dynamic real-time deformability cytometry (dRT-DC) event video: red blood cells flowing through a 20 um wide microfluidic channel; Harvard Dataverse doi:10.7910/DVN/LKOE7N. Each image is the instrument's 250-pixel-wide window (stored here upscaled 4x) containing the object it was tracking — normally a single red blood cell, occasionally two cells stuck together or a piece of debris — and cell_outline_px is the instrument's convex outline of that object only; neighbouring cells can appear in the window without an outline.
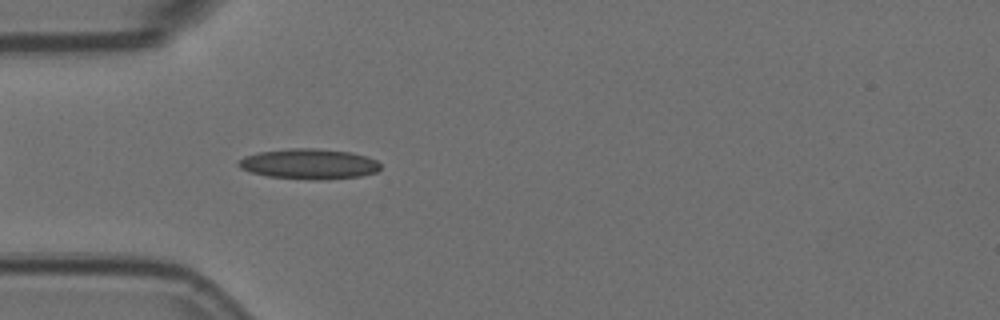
{"species": "Egyptian fruit bat (a non-hibernating species)", "species_latin": "Rousettus aegyptiacus", "temperature_condition": "room temperature", "stored_images_in_passage": 5, "segment_of_instrument_passage": [2, 2], "camera_frame_rate_fps": 3000, "um_per_image_px": 0.085, "animal": {"sex": "female"}, "frame": {"image": 1, "passage_image": 5, "time_ms": 1.333, "image_size_px": [1000, 320], "cell_outline_px": [[380, 168], [376, 172], [360, 176], [320, 180], [308, 180], [268, 176], [252, 172], [240, 168], [236, 164], [244, 156], [260, 152], [288, 148], [316, 148], [352, 152], [368, 156], [376, 160], [380, 164]], "centroid_in_image_um": [26.28, 13.93], "position_along_channel_um": 58.7, "area_um2": 25.2}}